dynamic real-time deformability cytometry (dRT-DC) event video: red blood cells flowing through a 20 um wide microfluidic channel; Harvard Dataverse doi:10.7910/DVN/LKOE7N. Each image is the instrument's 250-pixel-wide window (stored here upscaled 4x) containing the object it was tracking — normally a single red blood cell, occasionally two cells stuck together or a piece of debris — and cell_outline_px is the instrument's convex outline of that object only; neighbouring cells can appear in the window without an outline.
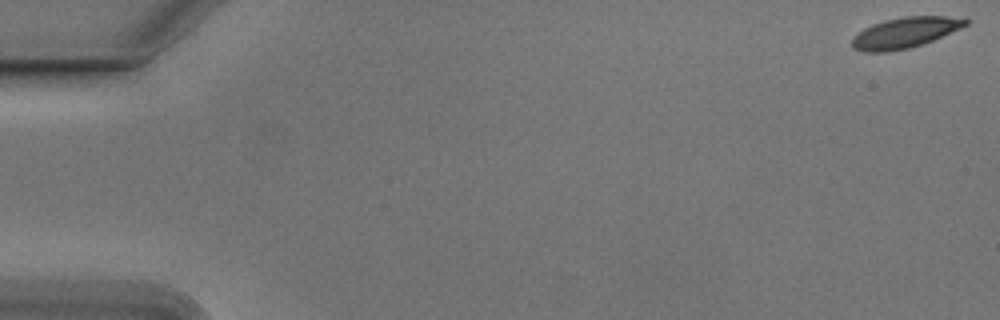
{"species": "Egyptian fruit bat (a non-hibernating species)", "species_latin": "Rousettus aegyptiacus", "temperature_condition": "cold", "stored_images_in_passage": 55, "camera_frame_rate_fps": 3000, "um_per_image_px": 0.085, "animal": {"sex": "male"}, "frame": {"image": 1, "passage_image": 1, "time_ms": 0.0, "image_size_px": [1000, 320], "cell_outline_px": [[968, 24], [960, 28], [932, 40], [908, 48], [888, 52], [864, 52], [852, 48], [852, 36], [864, 28], [872, 24], [884, 20], [904, 16], [944, 16], [968, 20]], "centroid_in_image_um": [76.84, 2.78], "position_along_channel_um": 8.2, "area_um2": 20.06}}
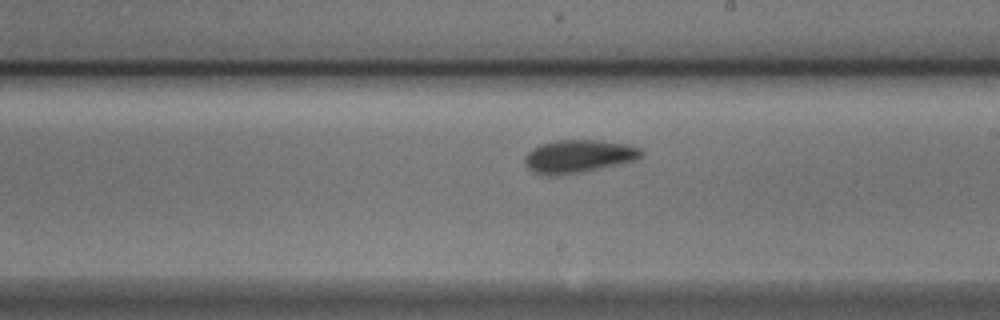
{"frame": {"image": 2, "passage_image": 32, "time_ms": 10.333, "image_size_px": [1000, 320], "cell_outline_px": [[644, 152], [636, 160], [620, 164], [584, 172], [560, 176], [548, 176], [532, 172], [524, 164], [524, 156], [532, 148], [540, 144], [556, 140], [600, 140], [624, 144], [640, 148]], "centroid_in_image_um": [49.12, 13.3], "position_along_channel_um": 239.9, "area_um2": 22.72}}
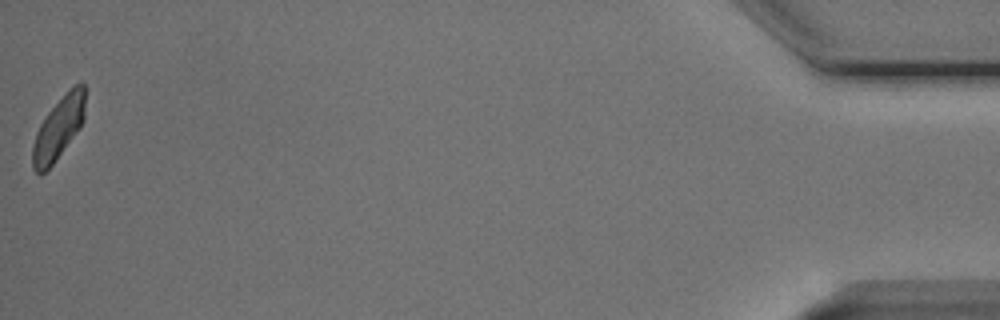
{"frame": {"image": 3, "passage_image": 55, "time_ms": 18.0, "image_size_px": [1000, 320], "cell_outline_px": [[84, 120], [80, 128], [52, 164], [40, 176], [32, 168], [32, 148], [36, 132], [40, 124], [48, 112], [72, 84], [84, 84]], "centroid_in_image_um": [4.96, 10.9], "position_along_channel_um": 430.2, "area_um2": 18.96}, "authors_computed_cell_mechanics": {"area_um2": 20.808, "velocity_mm_per_s": 3.7449, "shape_relaxation_time_tau1_ms": 2.7887, "shape_relaxation_time_tau2_ms": 1.4162, "deformation_change_tau1": 0.1222, "deformation_change_tau2": 0.0795}}